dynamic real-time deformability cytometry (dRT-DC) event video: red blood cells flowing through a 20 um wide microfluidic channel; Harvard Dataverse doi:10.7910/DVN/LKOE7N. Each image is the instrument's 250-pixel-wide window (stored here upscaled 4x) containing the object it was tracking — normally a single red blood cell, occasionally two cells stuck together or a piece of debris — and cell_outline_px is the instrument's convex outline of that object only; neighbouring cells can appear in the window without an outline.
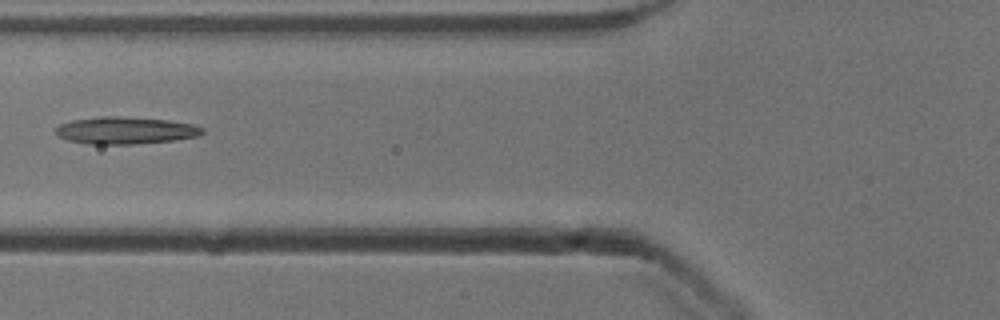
{"species": "common noctule bat (a hibernating species)", "species_latin": "Nyctalus noctula", "temperature_condition": "cold", "stored_images_in_passage": 4, "camera_frame_rate_fps": 3000, "um_per_image_px": 0.085, "animal": {"sex": "male", "body_mass_g": 13.3}, "frame": {"image": 1, "passage_image": 3, "time_ms": 0.667, "image_size_px": [1000, 320], "cell_outline_px": [[204, 132], [200, 136], [172, 140], [132, 144], [88, 144], [68, 140], [56, 136], [56, 128], [60, 124], [72, 120], [100, 116], [120, 116], [168, 120], [192, 124], [204, 128]], "centroid_in_image_um": [10.65, 11.08], "position_along_channel_um": 115.2, "area_um2": 23.24}}
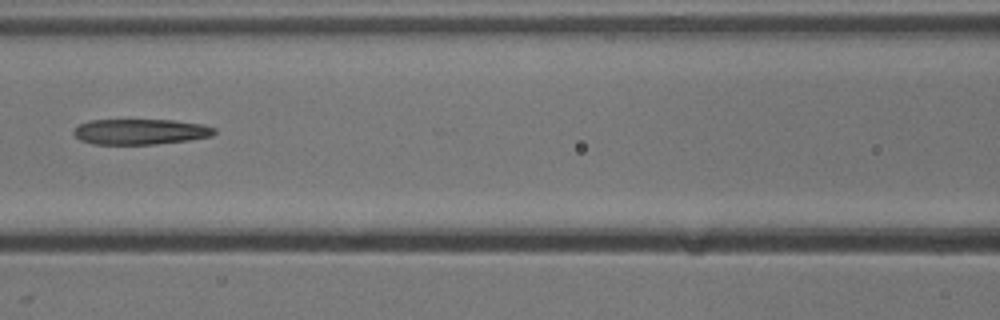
{"frame": {"image": 2, "passage_image": 4, "time_ms": 1.0, "image_size_px": [1000, 320], "cell_outline_px": [[216, 132], [212, 136], [188, 140], [156, 144], [92, 144], [80, 140], [72, 132], [80, 124], [88, 120], [176, 120], [204, 124], [216, 128]], "centroid_in_image_um": [11.96, 11.19], "position_along_channel_um": 154.6, "area_um2": 21.04}}